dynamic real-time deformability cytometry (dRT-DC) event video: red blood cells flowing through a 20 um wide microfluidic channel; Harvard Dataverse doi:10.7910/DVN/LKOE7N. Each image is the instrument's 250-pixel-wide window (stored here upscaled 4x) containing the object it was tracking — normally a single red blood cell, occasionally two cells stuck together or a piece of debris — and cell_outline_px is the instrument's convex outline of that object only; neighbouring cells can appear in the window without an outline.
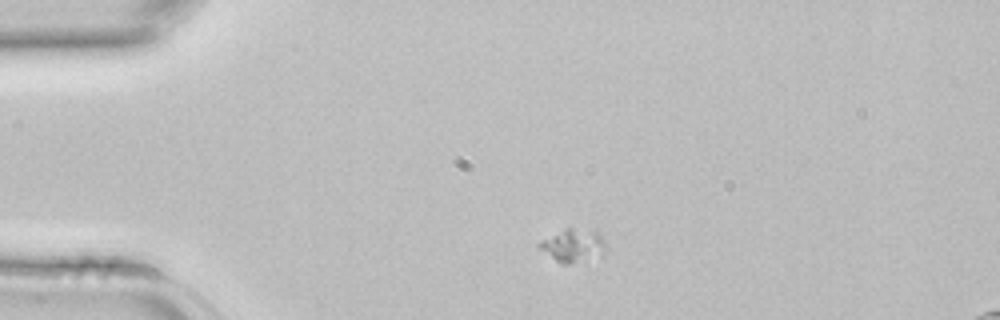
{"species": "common noctule bat (a hibernating species)", "species_latin": "Nyctalus noctula", "temperature_condition": "room temperature", "stored_images_in_passage": 2, "segment_of_instrument_passage": [1, 2], "camera_frame_rate_fps": 3000, "um_per_image_px": 0.085, "animal": {"sex": "female", "body_mass_g": 22.7, "forearm_length_mm": 54.2}, "frame": {"image": 1, "passage_image": 1, "time_ms": 0.0, "image_size_px": [1000, 320], "cell_outline_px": [[604, 252], [568, 264], [560, 264], [536, 248], [536, 244], [540, 240], [564, 228], [572, 228], [596, 232], [604, 240]], "centroid_in_image_um": [48.57, 20.85], "position_along_channel_um": 36.4, "area_um2": 12.48}}